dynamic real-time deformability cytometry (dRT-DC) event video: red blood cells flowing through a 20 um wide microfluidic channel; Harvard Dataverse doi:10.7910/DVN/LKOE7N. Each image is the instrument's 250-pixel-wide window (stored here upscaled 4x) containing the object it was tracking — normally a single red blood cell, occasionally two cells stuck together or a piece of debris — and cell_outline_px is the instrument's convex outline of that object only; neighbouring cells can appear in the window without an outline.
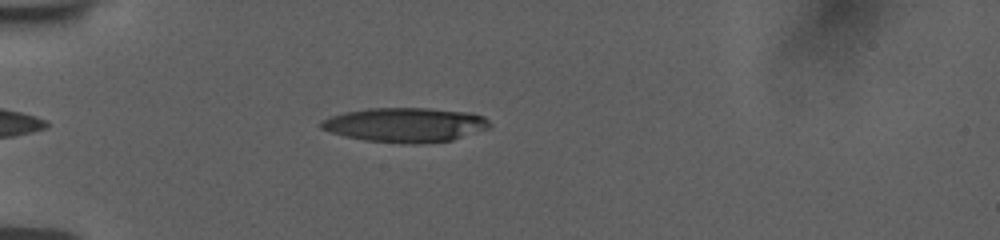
{"species": "human", "species_latin": "Homo sapiens", "temperature_condition": "room temperature", "stored_images_in_passage": 36, "camera_frame_rate_fps": 3000, "um_per_image_px": 0.085, "donor": {"sex": "female"}, "frame": {"image": 1, "passage_image": 1, "time_ms": 0.0, "image_size_px": [1000, 240], "cell_outline_px": [[492, 124], [488, 128], [452, 140], [412, 144], [364, 140], [344, 136], [320, 128], [320, 120], [344, 112], [368, 108], [428, 108], [472, 112], [484, 116]], "centroid_in_image_um": [34.46, 10.6], "position_along_channel_um": 50.5, "area_um2": 33.81}}
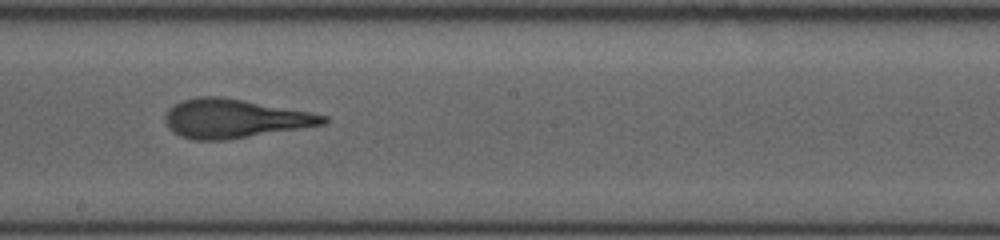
{"frame": {"image": 2, "passage_image": 17, "time_ms": 5.333, "image_size_px": [1000, 240], "cell_outline_px": [[328, 120], [324, 124], [224, 140], [192, 140], [180, 136], [172, 132], [164, 120], [164, 116], [176, 104], [184, 100], [200, 96], [220, 96], [308, 112], [328, 116]], "centroid_in_image_um": [19.88, 10.08], "position_along_channel_um": 228.3, "area_um2": 35.03}}
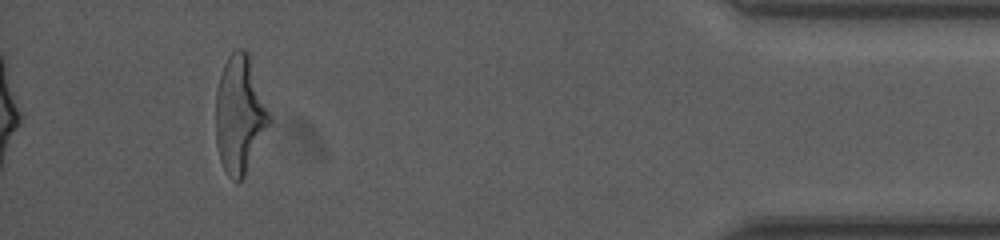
{"frame": {"image": 3, "passage_image": 36, "time_ms": 11.667, "image_size_px": [1000, 240], "cell_outline_px": [[272, 120], [244, 176], [236, 184], [228, 176], [220, 160], [216, 144], [216, 88], [224, 64], [228, 56], [236, 48], [244, 48], [248, 52]], "centroid_in_image_um": [20.37, 9.73], "position_along_channel_um": 414.8, "area_um2": 36.59}, "authors_computed_cell_mechanics": {"area_um2": 34.9979, "velocity_mm_per_s": 3.7721, "shape_relaxation_time_tau1_ms": 3.3069, "shape_relaxation_time_tau2_ms": 1.2907, "deformation_change_tau1": 0.2117, "deformation_change_tau2": 0.1301}}